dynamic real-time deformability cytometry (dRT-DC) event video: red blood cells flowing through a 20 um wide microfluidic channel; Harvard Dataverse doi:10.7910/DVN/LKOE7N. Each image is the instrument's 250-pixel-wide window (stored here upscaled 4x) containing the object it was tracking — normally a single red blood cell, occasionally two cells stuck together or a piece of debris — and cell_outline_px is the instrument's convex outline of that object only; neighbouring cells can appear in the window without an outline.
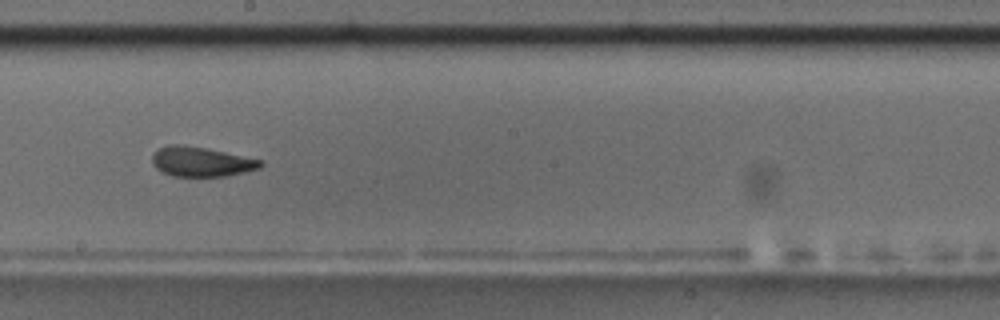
{"species": "common noctule bat (a hibernating species)", "species_latin": "Nyctalus noctula", "temperature_condition": "room temperature", "stored_images_in_passage": 43, "camera_frame_rate_fps": 3000, "um_per_image_px": 0.085, "animal": {"sex": "male", "body_mass_g": 17.5, "forearm_length_mm": 52.3}, "frame": {"image": 1, "passage_image": 19, "time_ms": 6.0, "image_size_px": [1000, 320], "cell_outline_px": [[264, 164], [260, 168], [228, 176], [172, 176], [156, 168], [152, 164], [152, 156], [160, 148], [168, 144], [184, 144], [208, 148], [264, 160]], "centroid_in_image_um": [17.14, 13.73], "position_along_channel_um": 231.1, "area_um2": 18.96}, "authors_computed_cell_mechanics": {"area_um2": 19.5942, "velocity_mm_per_s": 3.7044, "shape_relaxation_time_tau1_ms": null, "shape_relaxation_time_tau2_ms": 2.0454, "deformation_change_tau1": null, "deformation_change_tau2": 0.0834}}